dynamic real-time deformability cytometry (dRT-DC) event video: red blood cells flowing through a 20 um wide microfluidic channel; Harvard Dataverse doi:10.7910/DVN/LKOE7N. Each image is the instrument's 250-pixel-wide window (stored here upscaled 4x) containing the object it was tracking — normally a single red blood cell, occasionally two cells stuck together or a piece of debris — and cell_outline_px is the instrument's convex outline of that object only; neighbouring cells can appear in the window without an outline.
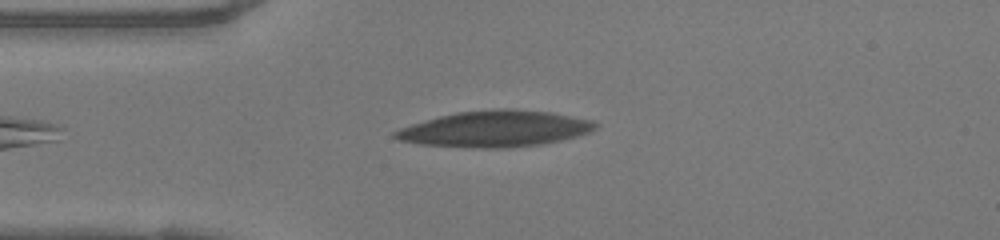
{"species": "human", "species_latin": "Homo sapiens", "temperature_condition": "warm", "stored_images_in_passage": 40, "camera_frame_rate_fps": 3000, "um_per_image_px": 0.085, "donor": {"sex": "female"}, "frame": {"image": 1, "passage_image": 2, "time_ms": 0.333, "image_size_px": [1000, 240], "cell_outline_px": [[600, 124], [592, 132], [560, 140], [540, 144], [512, 148], [480, 148], [420, 144], [396, 140], [392, 136], [392, 132], [400, 128], [424, 120], [456, 112], [496, 108], [512, 108], [552, 112], [592, 120]], "centroid_in_image_um": [42.09, 10.94], "position_along_channel_um": 42.9, "area_um2": 42.54}}
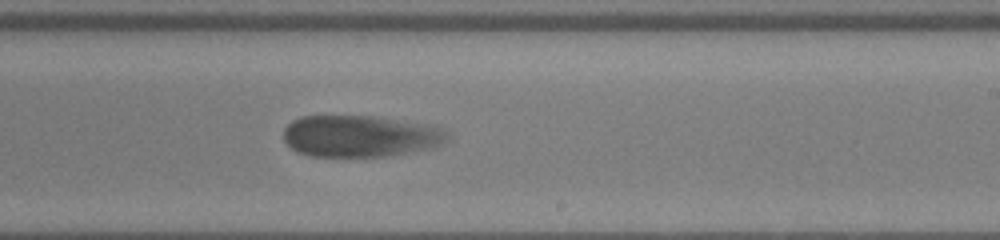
{"frame": {"image": 2, "passage_image": 20, "time_ms": 6.333, "image_size_px": [1000, 240], "cell_outline_px": [[448, 136], [440, 144], [432, 148], [388, 156], [312, 156], [296, 152], [284, 140], [284, 128], [292, 120], [300, 116], [372, 116], [436, 124], [444, 128], [448, 132]], "centroid_in_image_um": [30.65, 11.55], "position_along_channel_um": 258.4, "area_um2": 40.11}}
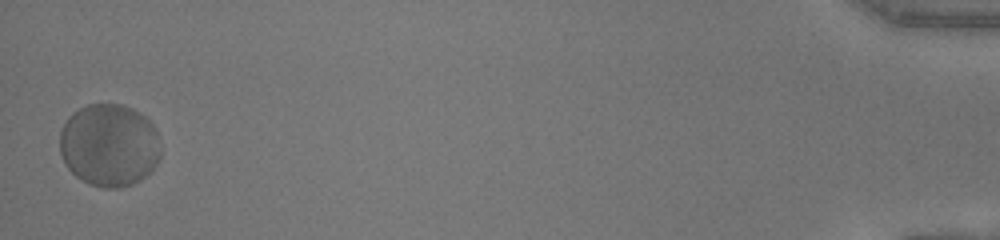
{"frame": {"image": 3, "passage_image": 40, "time_ms": 13.0, "image_size_px": [1000, 240], "cell_outline_px": [[160, 160], [152, 172], [140, 180], [132, 184], [120, 188], [100, 188], [88, 184], [76, 176], [64, 164], [60, 152], [60, 132], [68, 116], [72, 112], [88, 104], [124, 104], [140, 112], [156, 128], [160, 148]], "centroid_in_image_um": [9.29, 12.35], "position_along_channel_um": 425.9, "area_um2": 49.36}, "authors_computed_cell_mechanics": {"area_um2": 41.3848, "velocity_mm_per_s": 3.9601, "shape_relaxation_time_tau1_ms": 2.8722, "shape_relaxation_time_tau2_ms": null, "deformation_change_tau1": 0.103, "deformation_change_tau2": null}}